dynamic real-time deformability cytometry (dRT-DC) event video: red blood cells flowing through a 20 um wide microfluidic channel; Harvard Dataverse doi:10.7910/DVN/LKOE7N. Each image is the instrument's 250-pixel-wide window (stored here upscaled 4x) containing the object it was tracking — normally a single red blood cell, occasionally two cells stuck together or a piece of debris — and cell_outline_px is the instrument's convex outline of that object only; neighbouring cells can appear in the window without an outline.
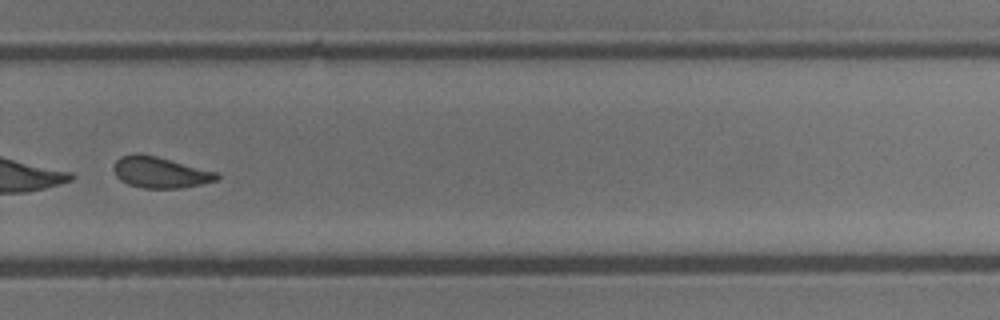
{"species": "common noctule bat (a hibernating species)", "species_latin": "Nyctalus noctula", "temperature_condition": "cold", "stored_images_in_passage": 46, "segment_of_instrument_passage": [2, 2], "camera_frame_rate_fps": 3000, "um_per_image_px": 0.085, "animal": {"sex": "male", "body_mass_g": 13.3}, "frame": {"image": 1, "passage_image": 37, "time_ms": 12.0, "image_size_px": [1000, 320], "cell_outline_px": [[220, 176], [216, 180], [200, 184], [180, 188], [144, 188], [128, 184], [120, 180], [116, 176], [112, 168], [116, 160], [120, 156], [136, 152], [140, 152], [220, 172]], "centroid_in_image_um": [13.6, 14.63], "position_along_channel_um": 316.2, "area_um2": 18.96}}